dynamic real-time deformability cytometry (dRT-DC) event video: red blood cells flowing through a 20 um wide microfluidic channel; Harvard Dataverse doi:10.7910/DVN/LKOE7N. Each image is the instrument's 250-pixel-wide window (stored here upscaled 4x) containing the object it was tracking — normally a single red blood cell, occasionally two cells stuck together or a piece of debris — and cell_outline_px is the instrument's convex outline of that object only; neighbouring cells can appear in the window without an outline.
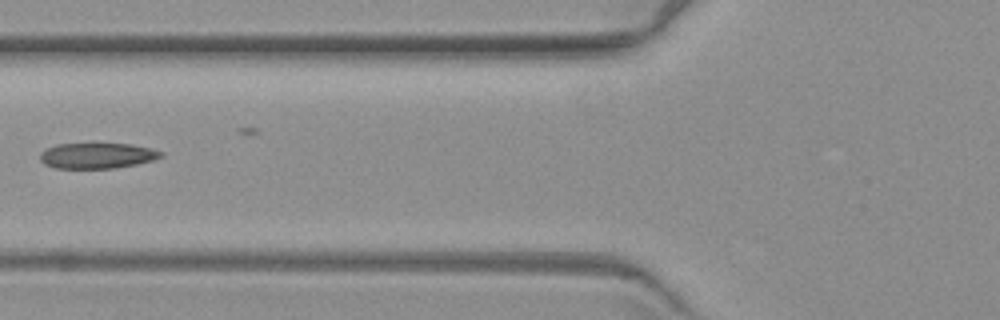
{"species": "common noctule bat (a hibernating species)", "species_latin": "Nyctalus noctula", "temperature_condition": "warm", "stored_images_in_passage": 6, "camera_frame_rate_fps": 3000, "um_per_image_px": 0.085, "animal": {"sex": "female", "body_mass_g": 19.3, "forearm_length_mm": 54.1}, "frame": {"image": 1, "passage_image": 5, "time_ms": 5.333, "image_size_px": [1000, 320], "cell_outline_px": [[164, 156], [152, 160], [136, 164], [116, 168], [56, 168], [44, 164], [40, 160], [40, 152], [56, 144], [132, 144], [164, 152]], "centroid_in_image_um": [8.25, 13.23], "position_along_channel_um": 117.5, "area_um2": 17.92}}